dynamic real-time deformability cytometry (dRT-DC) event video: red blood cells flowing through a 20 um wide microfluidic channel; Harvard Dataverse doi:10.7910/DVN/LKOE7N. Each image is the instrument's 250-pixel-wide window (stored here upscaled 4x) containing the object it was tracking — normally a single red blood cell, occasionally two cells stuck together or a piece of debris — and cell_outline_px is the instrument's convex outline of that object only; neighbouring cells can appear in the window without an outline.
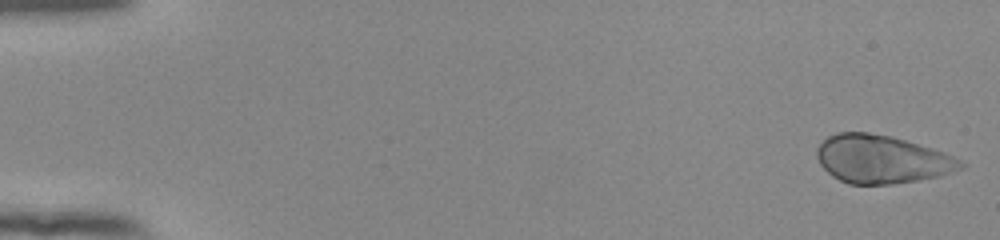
{"species": "human", "species_latin": "Homo sapiens", "temperature_condition": "room temperature", "stored_images_in_passage": 53, "camera_frame_rate_fps": 3000, "um_per_image_px": 0.085, "donor": {"sex": "female"}, "frame": {"image": 1, "passage_image": 1, "time_ms": 0.0, "image_size_px": [1000, 240], "cell_outline_px": [[964, 168], [940, 176], [892, 184], [848, 184], [832, 176], [820, 164], [816, 156], [816, 148], [828, 136], [836, 132], [868, 132], [892, 136], [932, 148], [944, 152], [960, 160], [964, 164]], "centroid_in_image_um": [74.93, 13.53], "position_along_channel_um": 10.1, "area_um2": 40.34}}
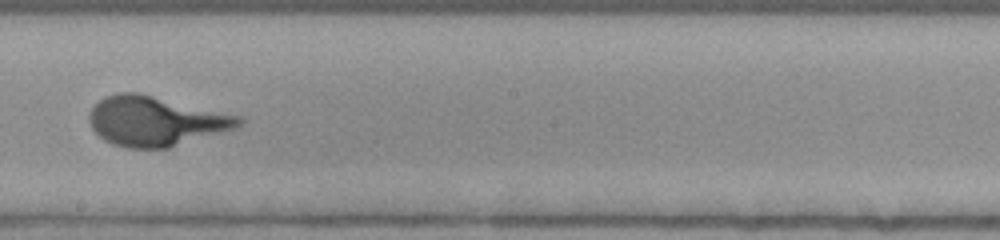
{"frame": {"image": 2, "passage_image": 31, "time_ms": 10.0, "image_size_px": [1000, 240], "cell_outline_px": [[244, 124], [236, 128], [168, 148], [128, 148], [112, 144], [104, 140], [92, 128], [88, 120], [88, 116], [92, 108], [104, 96], [116, 92], [140, 92], [244, 116]], "centroid_in_image_um": [13.26, 10.27], "position_along_channel_um": 234.9, "area_um2": 43.81}}
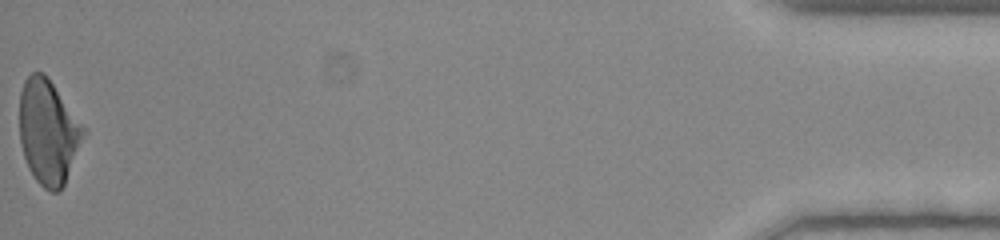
{"frame": {"image": 3, "passage_image": 53, "time_ms": 17.333, "image_size_px": [1000, 240], "cell_outline_px": [[84, 132], [64, 184], [60, 192], [52, 192], [44, 188], [36, 180], [28, 168], [20, 144], [20, 92], [24, 80], [32, 72], [44, 72], [48, 76], [84, 128]], "centroid_in_image_um": [4.05, 11.19], "position_along_channel_um": 431.1, "area_um2": 38.26}}